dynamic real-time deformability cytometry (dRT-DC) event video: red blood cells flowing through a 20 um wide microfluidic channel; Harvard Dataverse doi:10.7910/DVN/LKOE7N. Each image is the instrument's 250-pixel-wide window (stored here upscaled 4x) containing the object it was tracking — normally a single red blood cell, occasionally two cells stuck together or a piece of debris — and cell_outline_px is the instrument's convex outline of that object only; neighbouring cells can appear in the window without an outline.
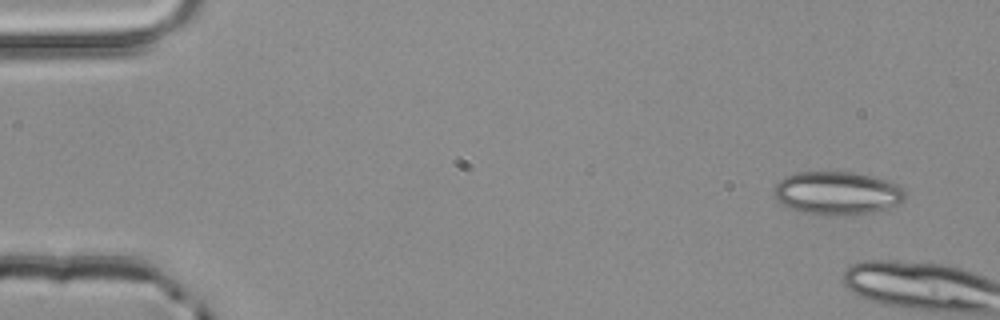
{"species": "common noctule bat (a hibernating species)", "species_latin": "Nyctalus noctula", "temperature_condition": "room temperature", "stored_images_in_passage": 2, "camera_frame_rate_fps": 3000, "um_per_image_px": 0.085, "animal": {"sex": "male", "body_mass_g": 20.4}, "frame": {"image": 1, "passage_image": 1, "time_ms": 0.0, "image_size_px": [1000, 320], "cell_outline_px": [[904, 200], [888, 208], [872, 212], [800, 212], [776, 200], [772, 196], [776, 184], [780, 180], [796, 172], [852, 172], [872, 176], [900, 184], [904, 188]], "centroid_in_image_um": [71.17, 16.36], "position_along_channel_um": 13.8, "area_um2": 31.96}}